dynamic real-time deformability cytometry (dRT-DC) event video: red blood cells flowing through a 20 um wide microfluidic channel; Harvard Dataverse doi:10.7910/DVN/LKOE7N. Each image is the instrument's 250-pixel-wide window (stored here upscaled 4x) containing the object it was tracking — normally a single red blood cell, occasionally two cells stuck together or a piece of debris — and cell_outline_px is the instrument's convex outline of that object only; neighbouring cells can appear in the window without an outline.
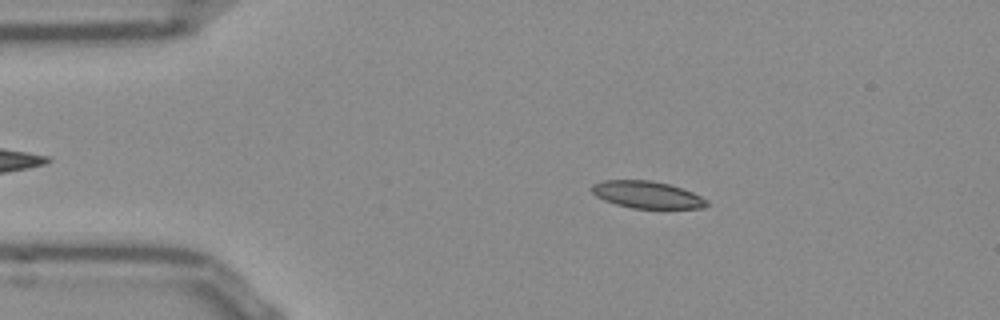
{"species": "Egyptian fruit bat (a non-hibernating species)", "species_latin": "Rousettus aegyptiacus", "temperature_condition": "room temperature", "stored_images_in_passage": 44, "camera_frame_rate_fps": 3000, "um_per_image_px": 0.085, "frame": {"image": 1, "passage_image": 1, "time_ms": 0.0, "image_size_px": [1000, 320], "cell_outline_px": [[708, 204], [704, 208], [632, 208], [616, 204], [604, 200], [596, 196], [588, 188], [592, 184], [604, 180], [652, 180], [668, 184], [692, 192], [708, 200]], "centroid_in_image_um": [54.96, 16.54], "position_along_channel_um": 30.0, "area_um2": 18.15}}
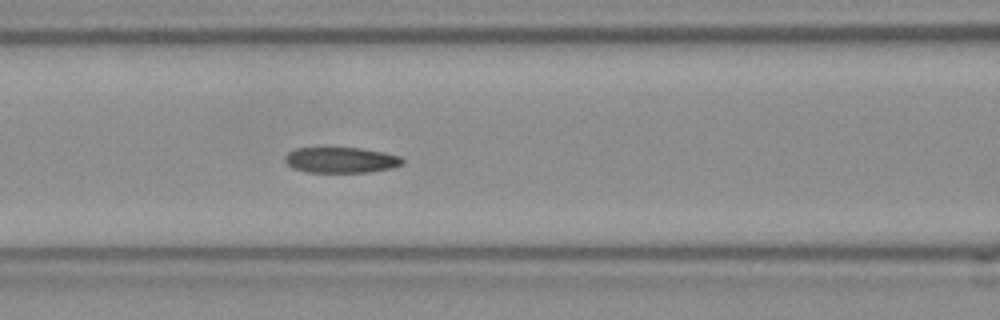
{"frame": {"image": 2, "passage_image": 13, "time_ms": 4.0, "image_size_px": [1000, 320], "cell_outline_px": [[404, 164], [392, 168], [368, 172], [304, 172], [292, 168], [284, 160], [284, 156], [288, 152], [296, 148], [360, 148], [384, 152], [400, 156], [404, 160]], "centroid_in_image_um": [28.98, 13.6], "position_along_channel_um": 137.6, "area_um2": 17.69}}
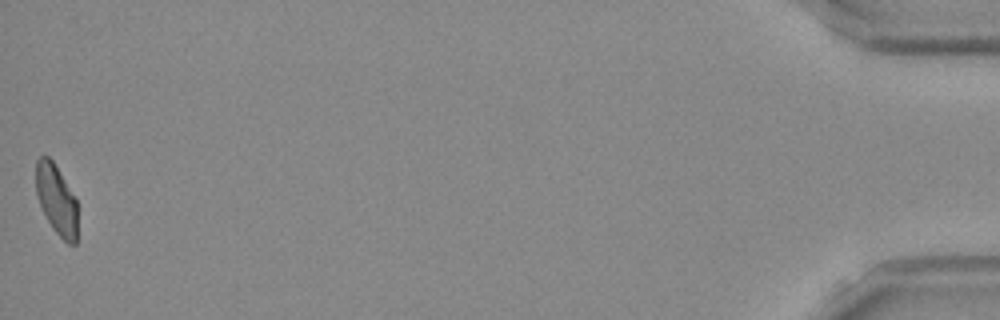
{"frame": {"image": 3, "passage_image": 44, "time_ms": 14.333, "image_size_px": [1000, 320], "cell_outline_px": [[76, 244], [68, 244], [52, 228], [36, 196], [36, 160], [40, 156], [48, 156], [52, 160], [76, 200]], "centroid_in_image_um": [4.77, 16.96], "position_along_channel_um": 430.4, "area_um2": 16.53}, "authors_computed_cell_mechanics": {"area_um2": 18.4671, "velocity_mm_per_s": 3.8244, "shape_relaxation_time_tau1_ms": null, "shape_relaxation_time_tau2_ms": 3.1811, "deformation_change_tau1": null, "deformation_change_tau2": 0.0972}}